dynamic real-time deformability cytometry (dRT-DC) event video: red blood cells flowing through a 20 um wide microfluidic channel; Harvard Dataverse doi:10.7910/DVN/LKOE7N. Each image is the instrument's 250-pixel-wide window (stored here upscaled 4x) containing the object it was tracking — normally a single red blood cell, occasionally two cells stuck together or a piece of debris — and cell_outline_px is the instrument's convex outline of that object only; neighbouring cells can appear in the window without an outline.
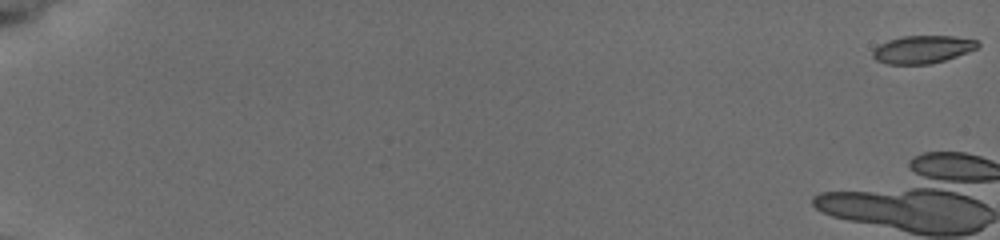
{"species": "common noctule bat (a hibernating species)", "species_latin": "Nyctalus noctula", "temperature_condition": "cold", "stored_images_in_passage": 23, "camera_frame_rate_fps": 3000, "um_per_image_px": 0.085, "animal": {"sex": "female", "body_mass_g": 19.5, "forearm_length_mm": 54.1}, "frame": {"image": 1, "passage_image": 1, "time_ms": 0.0, "image_size_px": [1000, 240], "cell_outline_px": [[980, 44], [976, 48], [968, 52], [944, 60], [928, 64], [888, 64], [876, 60], [872, 56], [872, 52], [880, 44], [888, 40], [904, 36], [952, 36], [976, 40]], "centroid_in_image_um": [78.4, 4.2], "position_along_channel_um": 6.6, "area_um2": 16.76}}